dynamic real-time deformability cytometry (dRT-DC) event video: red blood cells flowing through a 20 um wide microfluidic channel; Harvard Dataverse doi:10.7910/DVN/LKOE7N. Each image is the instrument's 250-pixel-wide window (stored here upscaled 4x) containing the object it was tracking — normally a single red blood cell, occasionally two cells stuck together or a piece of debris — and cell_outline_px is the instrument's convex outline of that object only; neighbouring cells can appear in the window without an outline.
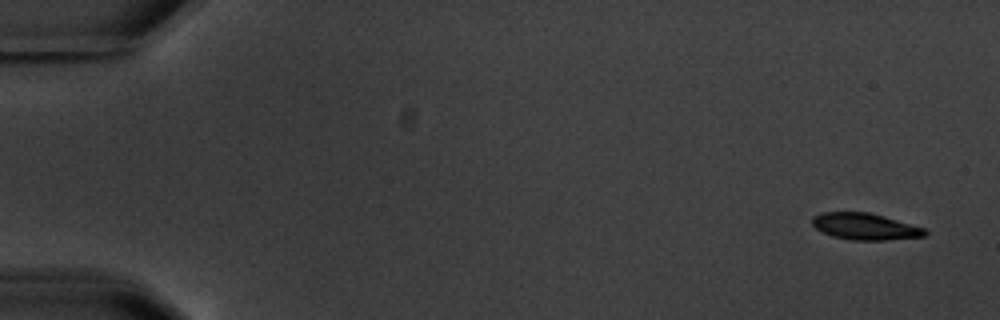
{"species": "common noctule bat (a hibernating species)", "species_latin": "Nyctalus noctula", "temperature_condition": "warm", "stored_images_in_passage": 5, "camera_frame_rate_fps": 3000, "um_per_image_px": 0.085, "animal": {"sex": "male", "body_mass_g": 20.1, "forearm_length_mm": 53.5}, "frame": {"image": 1, "passage_image": 1, "time_ms": 0.0, "image_size_px": [1000, 320], "cell_outline_px": [[928, 232], [924, 236], [884, 240], [848, 240], [832, 236], [816, 228], [812, 224], [812, 216], [820, 212], [868, 212], [884, 216], [928, 228]], "centroid_in_image_um": [73.55, 19.24], "position_along_channel_um": 11.5, "area_um2": 17.63}}
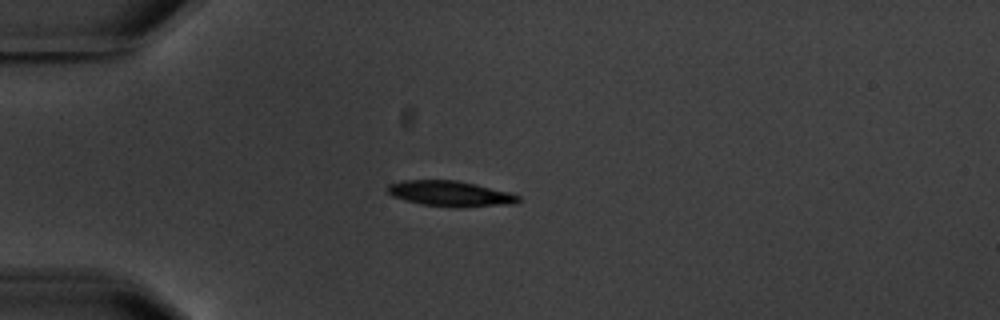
{"frame": {"image": 2, "passage_image": 4, "time_ms": 4.333, "image_size_px": [1000, 320], "cell_outline_px": [[520, 200], [512, 204], [460, 208], [420, 204], [404, 200], [392, 196], [388, 192], [388, 184], [404, 180], [456, 180], [476, 184], [508, 192], [520, 196]], "centroid_in_image_um": [38.26, 16.46], "position_along_channel_um": 46.7, "area_um2": 19.48}}